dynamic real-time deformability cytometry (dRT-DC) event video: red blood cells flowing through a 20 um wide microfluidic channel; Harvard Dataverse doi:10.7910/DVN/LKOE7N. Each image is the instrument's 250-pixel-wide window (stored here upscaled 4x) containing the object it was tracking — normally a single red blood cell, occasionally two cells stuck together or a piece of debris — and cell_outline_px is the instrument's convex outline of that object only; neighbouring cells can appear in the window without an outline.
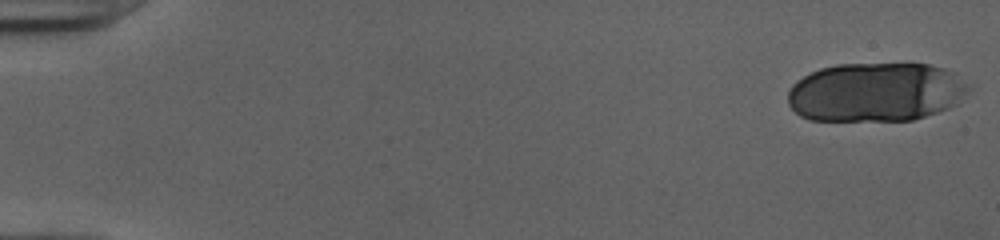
{"species": "human", "species_latin": "Homo sapiens", "temperature_condition": "cold", "stored_images_in_passage": 19, "camera_frame_rate_fps": 3000, "um_per_image_px": 0.085, "donor": {"sex": "female"}, "frame": {"image": 1, "passage_image": 1, "time_ms": 0.0, "image_size_px": [1000, 240], "cell_outline_px": [[972, 84], [956, 104], [948, 108], [912, 120], [808, 120], [800, 116], [788, 104], [788, 92], [792, 84], [796, 80], [820, 68], [836, 64], [928, 64], [944, 68], [952, 72]], "centroid_in_image_um": [74.43, 7.82], "position_along_channel_um": 10.6, "area_um2": 62.31}}